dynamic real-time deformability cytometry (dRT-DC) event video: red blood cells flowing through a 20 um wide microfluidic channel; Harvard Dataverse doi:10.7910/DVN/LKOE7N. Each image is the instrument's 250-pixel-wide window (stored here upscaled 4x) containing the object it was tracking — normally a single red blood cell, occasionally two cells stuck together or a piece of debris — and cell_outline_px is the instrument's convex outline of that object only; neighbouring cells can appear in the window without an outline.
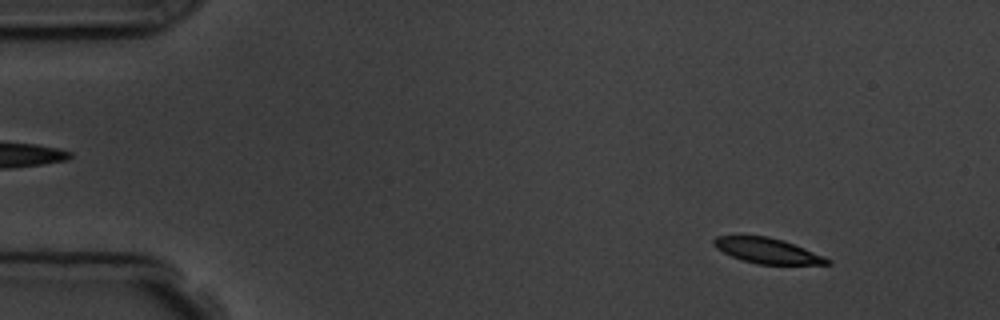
{"species": "common noctule bat (a hibernating species)", "species_latin": "Nyctalus noctula", "temperature_condition": "room temperature", "stored_images_in_passage": 5, "segment_of_instrument_passage": [1, 2], "camera_frame_rate_fps": 3000, "um_per_image_px": 0.085, "animal": {"sex": "male", "body_mass_g": 19.5, "forearm_length_mm": 54.6}, "frame": {"image": 1, "passage_image": 1, "time_ms": 0.0, "image_size_px": [1000, 320], "cell_outline_px": [[832, 264], [756, 264], [732, 256], [716, 248], [712, 244], [712, 240], [716, 236], [768, 236], [784, 240], [824, 256], [832, 260]], "centroid_in_image_um": [65.23, 21.31], "position_along_channel_um": 19.8, "area_um2": 16.65}}